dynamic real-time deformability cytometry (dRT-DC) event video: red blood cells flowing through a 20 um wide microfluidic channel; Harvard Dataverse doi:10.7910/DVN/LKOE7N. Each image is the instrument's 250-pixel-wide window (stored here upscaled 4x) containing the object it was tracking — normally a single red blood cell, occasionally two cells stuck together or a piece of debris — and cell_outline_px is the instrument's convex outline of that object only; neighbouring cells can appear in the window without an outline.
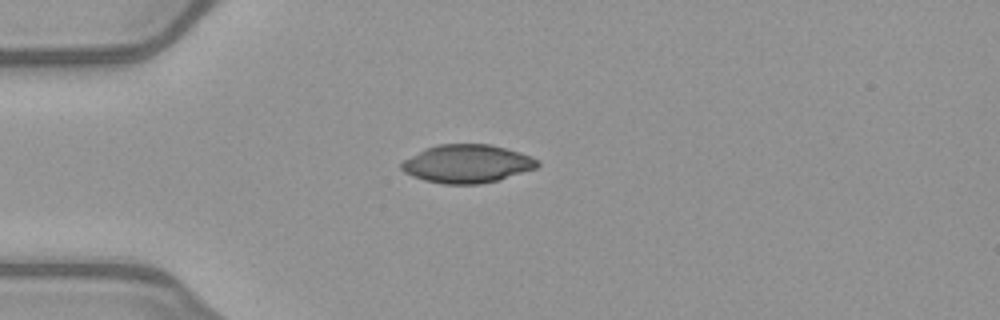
{"species": "common noctule bat (a hibernating species)", "species_latin": "Nyctalus noctula", "temperature_condition": "warm", "stored_images_in_passage": 38, "camera_frame_rate_fps": 3000, "um_per_image_px": 0.085, "animal": {"sex": "female", "body_mass_g": 21.9}, "frame": {"image": 1, "passage_image": 1, "time_ms": 0.0, "image_size_px": [1000, 320], "cell_outline_px": [[540, 164], [536, 168], [500, 180], [480, 184], [444, 184], [424, 180], [412, 176], [404, 172], [400, 168], [400, 164], [404, 160], [424, 148], [436, 144], [488, 144], [520, 152], [540, 160]], "centroid_in_image_um": [39.7, 13.92], "position_along_channel_um": 45.3, "area_um2": 30.46}}
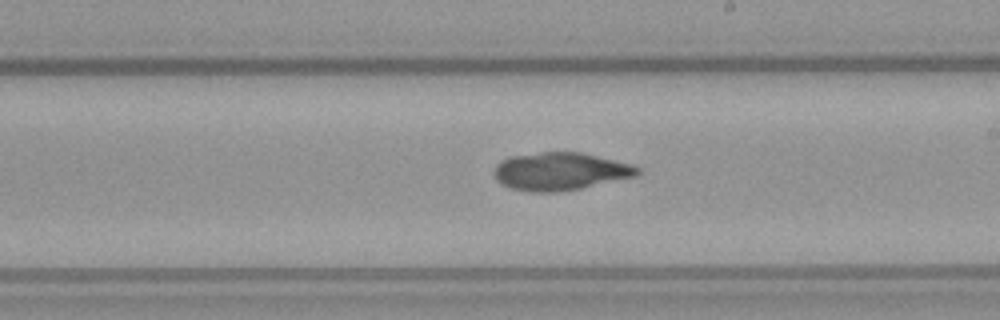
{"frame": {"image": 2, "passage_image": 17, "time_ms": 5.333, "image_size_px": [1000, 320], "cell_outline_px": [[640, 172], [636, 176], [580, 188], [560, 192], [532, 192], [512, 188], [500, 184], [496, 180], [492, 172], [496, 164], [500, 160], [508, 156], [540, 152], [580, 152], [632, 164], [640, 168]], "centroid_in_image_um": [47.56, 14.56], "position_along_channel_um": 241.4, "area_um2": 31.73}}
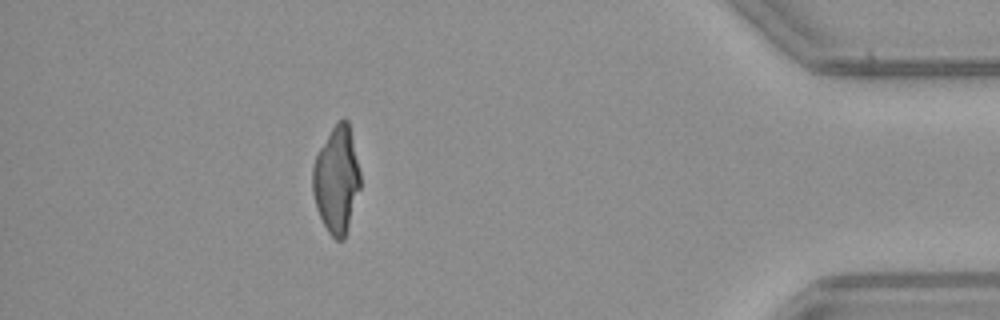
{"frame": {"image": 3, "passage_image": 33, "time_ms": 10.667, "image_size_px": [1000, 320], "cell_outline_px": [[360, 188], [344, 240], [336, 240], [328, 232], [316, 208], [312, 192], [312, 168], [316, 156], [320, 148], [332, 128], [344, 116], [348, 120], [360, 172]], "centroid_in_image_um": [28.6, 15.29], "position_along_channel_um": 406.6, "area_um2": 29.42}}